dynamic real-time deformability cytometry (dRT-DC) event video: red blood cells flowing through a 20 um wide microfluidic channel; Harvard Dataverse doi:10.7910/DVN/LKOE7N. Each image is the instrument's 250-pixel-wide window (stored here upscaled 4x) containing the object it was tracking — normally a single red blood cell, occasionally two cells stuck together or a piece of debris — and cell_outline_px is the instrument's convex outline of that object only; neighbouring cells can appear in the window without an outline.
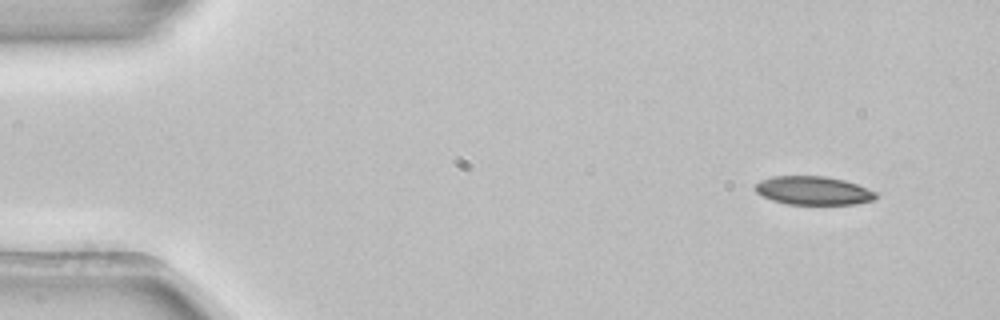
{"species": "common noctule bat (a hibernating species)", "species_latin": "Nyctalus noctula", "temperature_condition": "room temperature", "stored_images_in_passage": 5, "camera_frame_rate_fps": 3000, "um_per_image_px": 0.085, "animal": {"sex": "female", "body_mass_g": 22.7, "forearm_length_mm": 54.2}, "frame": {"image": 1, "passage_image": 1, "time_ms": 0.0, "image_size_px": [1000, 320], "cell_outline_px": [[876, 200], [852, 204], [788, 204], [772, 200], [760, 196], [756, 192], [756, 184], [760, 180], [772, 176], [824, 176], [844, 180], [856, 184], [876, 192]], "centroid_in_image_um": [69.11, 16.2], "position_along_channel_um": 15.9, "area_um2": 20.0}}
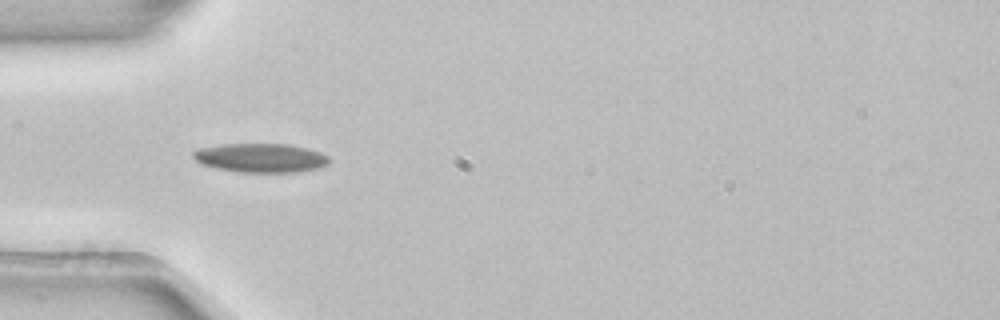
{"frame": {"image": 2, "passage_image": 4, "time_ms": 1.0, "image_size_px": [1000, 320], "cell_outline_px": [[332, 160], [328, 164], [316, 168], [296, 172], [236, 172], [216, 168], [204, 164], [196, 160], [192, 156], [192, 152], [200, 148], [224, 144], [288, 144], [308, 148], [320, 152], [328, 156]], "centroid_in_image_um": [22.18, 13.42], "position_along_channel_um": 62.8, "area_um2": 22.95}}